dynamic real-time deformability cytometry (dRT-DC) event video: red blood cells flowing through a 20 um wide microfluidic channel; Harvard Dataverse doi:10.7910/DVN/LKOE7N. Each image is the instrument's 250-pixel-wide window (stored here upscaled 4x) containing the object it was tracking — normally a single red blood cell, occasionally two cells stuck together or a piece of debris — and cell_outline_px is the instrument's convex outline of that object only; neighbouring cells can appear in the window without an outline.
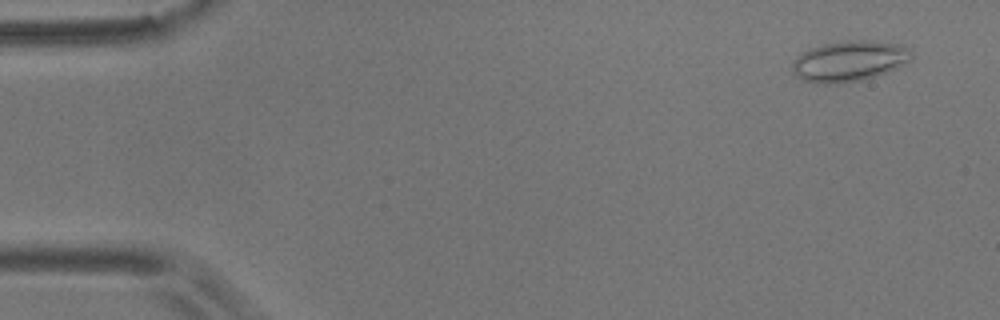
{"species": "common noctule bat (a hibernating species)", "species_latin": "Nyctalus noctula", "temperature_condition": "room temperature", "stored_images_in_passage": 6, "camera_frame_rate_fps": 3000, "um_per_image_px": 0.085, "animal": {"sex": "male", "body_mass_g": 17.9}, "frame": {"image": 1, "passage_image": 1, "time_ms": 0.0, "image_size_px": [1000, 320], "cell_outline_px": [[912, 56], [904, 64], [896, 68], [864, 80], [840, 84], [824, 84], [804, 80], [792, 68], [792, 60], [800, 52], [808, 48], [824, 44], [848, 40], [872, 40], [900, 44], [908, 48], [912, 52]], "centroid_in_image_um": [72.18, 5.18], "position_along_channel_um": 12.8, "area_um2": 28.32}}